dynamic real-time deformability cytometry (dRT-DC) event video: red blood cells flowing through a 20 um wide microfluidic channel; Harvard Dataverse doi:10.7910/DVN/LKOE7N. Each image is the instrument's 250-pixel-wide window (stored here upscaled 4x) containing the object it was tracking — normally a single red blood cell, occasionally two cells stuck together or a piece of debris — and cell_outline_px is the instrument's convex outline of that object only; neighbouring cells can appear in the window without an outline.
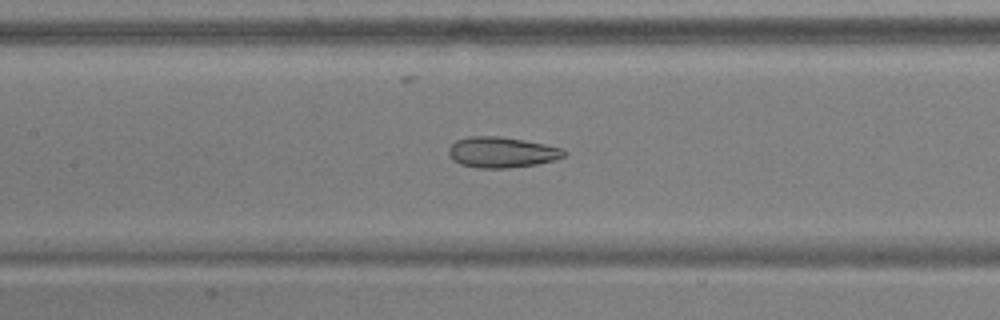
{"species": "common noctule bat (a hibernating species)", "species_latin": "Nyctalus noctula", "temperature_condition": "warm", "stored_images_in_passage": 53, "camera_frame_rate_fps": 3000, "um_per_image_px": 0.085, "animal": {"sex": "male", "body_mass_g": 17.9, "forearm_length_mm": 54.2}, "frame": {"image": 1, "passage_image": 25, "time_ms": 8.0, "image_size_px": [1000, 320], "cell_outline_px": [[568, 152], [564, 156], [556, 160], [536, 164], [508, 168], [476, 168], [460, 164], [452, 160], [448, 152], [448, 148], [456, 140], [468, 136], [500, 136], [544, 144], [564, 148]], "centroid_in_image_um": [42.65, 12.94], "position_along_channel_um": 164.8, "area_um2": 20.81}}
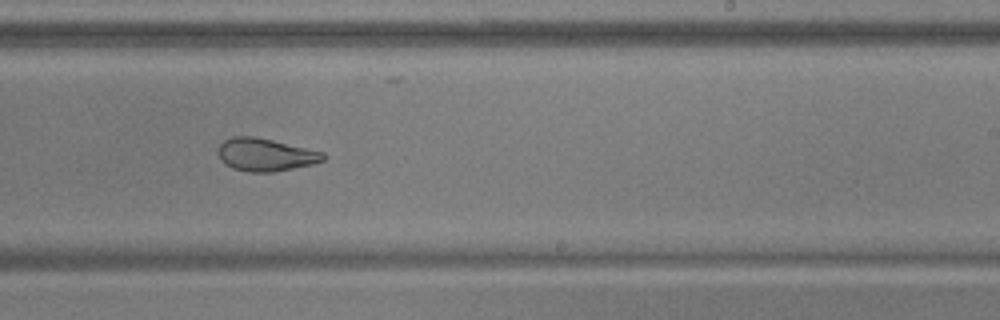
{"frame": {"image": 2, "passage_image": 33, "time_ms": 10.667, "image_size_px": [1000, 320], "cell_outline_px": [[328, 156], [324, 160], [312, 164], [272, 172], [248, 172], [232, 168], [224, 164], [220, 160], [220, 144], [224, 140], [232, 136], [256, 136], [324, 152]], "centroid_in_image_um": [22.58, 13.14], "position_along_channel_um": 266.4, "area_um2": 20.06}}
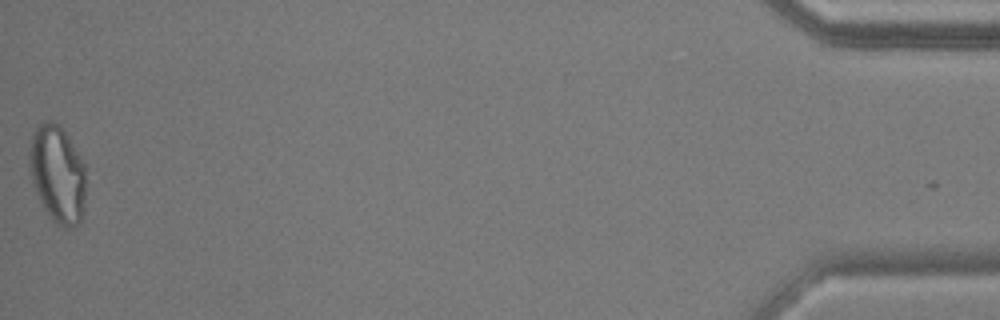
{"frame": {"image": 3, "passage_image": 53, "time_ms": 17.333, "image_size_px": [1000, 320], "cell_outline_px": [[84, 208], [80, 224], [68, 228], [64, 228], [56, 224], [52, 220], [44, 208], [36, 192], [32, 180], [28, 156], [28, 152], [32, 136], [36, 128], [40, 124], [48, 120], [52, 120], [64, 132], [80, 156], [84, 164]], "centroid_in_image_um": [4.88, 14.83], "position_along_channel_um": 430.3, "area_um2": 31.73}, "authors_computed_cell_mechanics": {"area_um2": 25.8366, "velocity_mm_per_s": 3.8229, "shape_relaxation_time_tau1_ms": 11.3529, "shape_relaxation_time_tau2_ms": 1.8118, "deformation_change_tau1": 0.2427, "deformation_change_tau2": 0.0953}}